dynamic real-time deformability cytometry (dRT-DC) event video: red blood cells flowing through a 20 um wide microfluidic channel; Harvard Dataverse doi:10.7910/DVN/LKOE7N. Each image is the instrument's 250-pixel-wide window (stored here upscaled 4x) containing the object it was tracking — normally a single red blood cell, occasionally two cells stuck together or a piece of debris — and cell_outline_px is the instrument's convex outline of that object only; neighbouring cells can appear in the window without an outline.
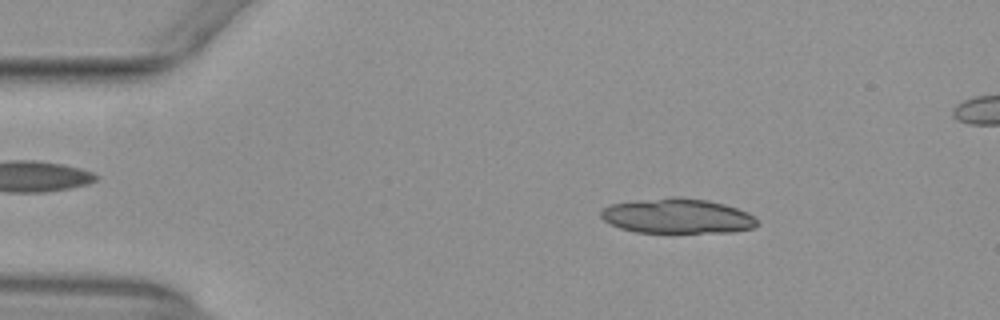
{"species": "common noctule bat (a hibernating species)", "species_latin": "Nyctalus noctula", "temperature_condition": "warm", "stored_images_in_passage": 52, "segment_of_instrument_passage": [1, 2], "camera_frame_rate_fps": 3000, "um_per_image_px": 0.085, "animal": {"sex": "female", "body_mass_g": 29.2, "forearm_length_mm": 56.3}, "frame": {"image": 1, "passage_image": 8, "time_ms": 2.333, "image_size_px": [1000, 320], "cell_outline_px": [[760, 224], [756, 228], [736, 232], [636, 232], [620, 228], [608, 224], [600, 216], [600, 212], [604, 208], [612, 204], [628, 200], [668, 196], [680, 196], [708, 200], [724, 204], [748, 212]], "centroid_in_image_um": [57.56, 18.35], "position_along_channel_um": 27.4, "area_um2": 32.37}}